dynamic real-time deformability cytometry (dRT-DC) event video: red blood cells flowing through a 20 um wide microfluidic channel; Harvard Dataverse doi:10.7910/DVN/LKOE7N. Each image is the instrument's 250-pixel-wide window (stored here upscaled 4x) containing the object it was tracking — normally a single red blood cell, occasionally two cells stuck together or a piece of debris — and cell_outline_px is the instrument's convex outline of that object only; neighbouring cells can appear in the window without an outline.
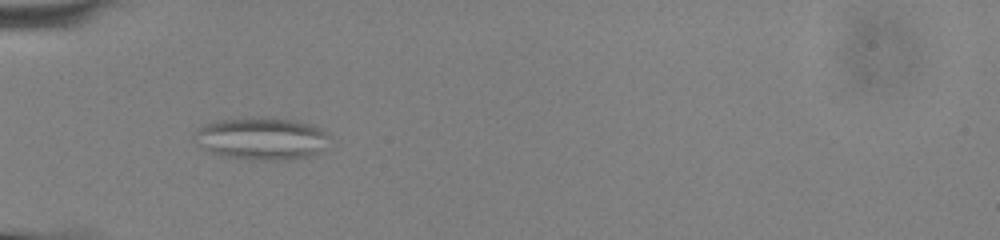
{"species": "common noctule bat (a hibernating species)", "species_latin": "Nyctalus noctula", "temperature_condition": "cold", "stored_images_in_passage": 48, "camera_frame_rate_fps": 3000, "um_per_image_px": 0.085, "animal": {"sex": "male", "body_mass_g": 13.0, "forearm_length_mm": 53.1}, "frame": {"image": 1, "passage_image": 13, "time_ms": 4.0, "image_size_px": [1000, 240], "cell_outline_px": [[332, 136], [328, 148], [308, 156], [292, 160], [248, 160], [224, 156], [212, 152], [204, 148], [192, 140], [192, 132], [196, 128], [204, 124], [216, 120], [248, 116], [272, 116], [296, 120], [312, 124], [320, 128]], "centroid_in_image_um": [22.25, 11.75], "position_along_channel_um": 62.8, "area_um2": 34.8}}
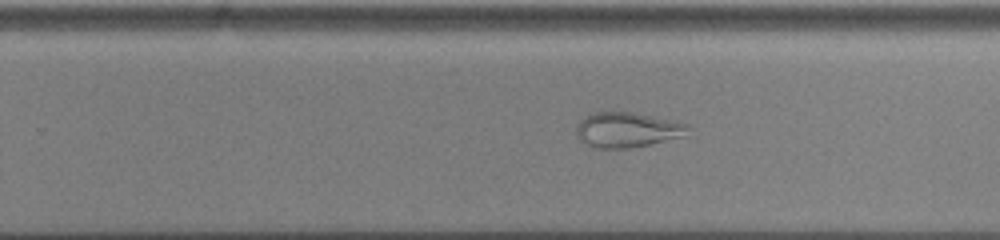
{"frame": {"image": 2, "passage_image": 30, "time_ms": 9.667, "image_size_px": [1000, 240], "cell_outline_px": [[692, 128], [684, 136], [648, 144], [628, 148], [596, 148], [580, 140], [576, 132], [576, 128], [580, 120], [596, 112], [632, 112], [652, 116], [688, 124]], "centroid_in_image_um": [53.33, 11.03], "position_along_channel_um": 276.5, "area_um2": 22.48}}
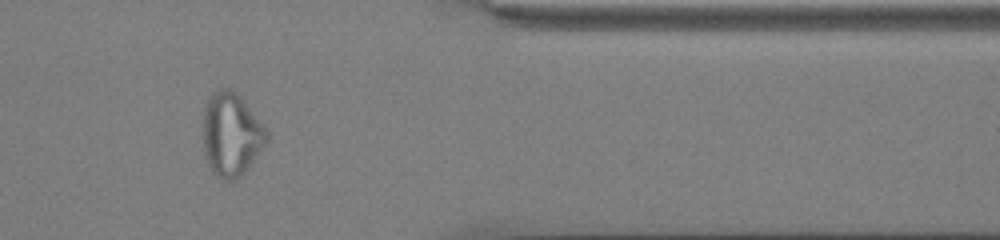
{"frame": {"image": 3, "passage_image": 40, "time_ms": 13.0, "image_size_px": [1000, 240], "cell_outline_px": [[268, 140], [244, 172], [232, 180], [224, 180], [216, 176], [212, 172], [208, 164], [204, 152], [204, 104], [208, 96], [212, 92], [220, 88], [228, 88], [236, 92], [244, 100], [268, 128]], "centroid_in_image_um": [19.66, 11.38], "position_along_channel_um": 391.7, "area_um2": 31.04}}